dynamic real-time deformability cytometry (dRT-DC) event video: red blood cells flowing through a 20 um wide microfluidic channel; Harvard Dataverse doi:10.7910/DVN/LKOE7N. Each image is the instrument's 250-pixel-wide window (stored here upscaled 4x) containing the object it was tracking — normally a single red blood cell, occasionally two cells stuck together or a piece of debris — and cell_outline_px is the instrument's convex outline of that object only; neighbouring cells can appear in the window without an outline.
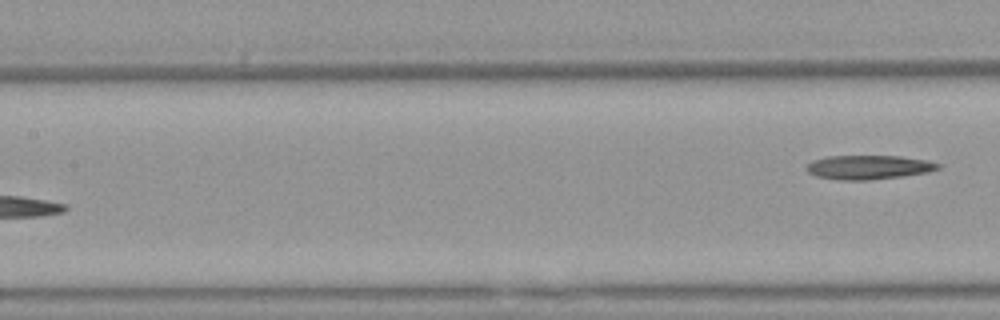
{"species": "Egyptian fruit bat (a non-hibernating species)", "species_latin": "Rousettus aegyptiacus", "temperature_condition": "warm", "stored_images_in_passage": 6, "segment_of_instrument_passage": [2, 2], "camera_frame_rate_fps": 3000, "um_per_image_px": 0.085, "animal": {"sex": "female"}, "frame": {"image": 1, "passage_image": 6, "time_ms": 1.667, "image_size_px": [1000, 320], "cell_outline_px": [[940, 168], [928, 172], [904, 176], [868, 180], [836, 180], [816, 176], [808, 172], [804, 168], [812, 160], [828, 156], [900, 156], [928, 160], [940, 164]], "centroid_in_image_um": [73.82, 14.22], "position_along_channel_um": 133.6, "area_um2": 18.61}}